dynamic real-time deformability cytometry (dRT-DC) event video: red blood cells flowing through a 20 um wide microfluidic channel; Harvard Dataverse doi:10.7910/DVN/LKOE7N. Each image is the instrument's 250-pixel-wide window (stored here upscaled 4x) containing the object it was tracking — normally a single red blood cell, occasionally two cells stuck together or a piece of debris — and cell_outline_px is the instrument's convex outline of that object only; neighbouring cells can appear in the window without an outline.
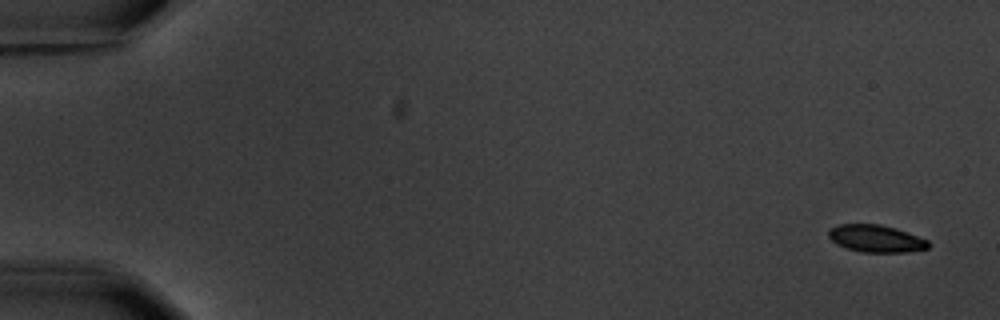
{"species": "common noctule bat (a hibernating species)", "species_latin": "Nyctalus noctula", "temperature_condition": "warm", "stored_images_in_passage": 5, "camera_frame_rate_fps": 3000, "um_per_image_px": 0.085, "animal": {"sex": "male", "body_mass_g": 20.1, "forearm_length_mm": 53.5}, "frame": {"image": 1, "passage_image": 1, "time_ms": 0.0, "image_size_px": [1000, 320], "cell_outline_px": [[928, 248], [908, 252], [864, 252], [848, 248], [836, 244], [828, 236], [828, 232], [832, 228], [840, 224], [880, 224], [896, 228], [908, 232], [928, 240]], "centroid_in_image_um": [74.47, 20.27], "position_along_channel_um": 10.5, "area_um2": 15.72}}